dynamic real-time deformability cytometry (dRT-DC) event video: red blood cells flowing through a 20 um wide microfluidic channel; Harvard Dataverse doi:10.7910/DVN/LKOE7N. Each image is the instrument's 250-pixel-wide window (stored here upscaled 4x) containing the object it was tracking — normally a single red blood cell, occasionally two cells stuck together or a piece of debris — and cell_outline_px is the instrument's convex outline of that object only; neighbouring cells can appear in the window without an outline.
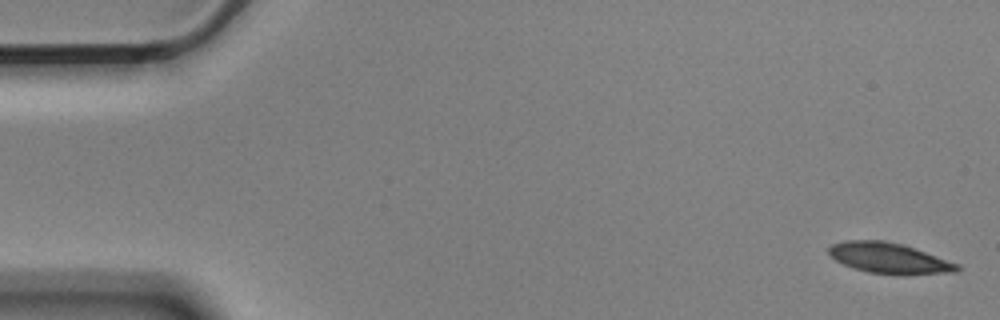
{"species": "Egyptian fruit bat (a non-hibernating species)", "species_latin": "Rousettus aegyptiacus", "temperature_condition": "cold", "stored_images_in_passage": 55, "camera_frame_rate_fps": 3000, "um_per_image_px": 0.085, "animal": {"sex": "male"}, "frame": {"image": 1, "passage_image": 1, "time_ms": 0.0, "image_size_px": [1000, 320], "cell_outline_px": [[960, 268], [956, 272], [868, 272], [852, 268], [836, 260], [828, 252], [828, 248], [832, 244], [844, 240], [880, 240], [900, 244], [960, 264]], "centroid_in_image_um": [75.48, 21.89], "position_along_channel_um": 9.5, "area_um2": 21.68}}
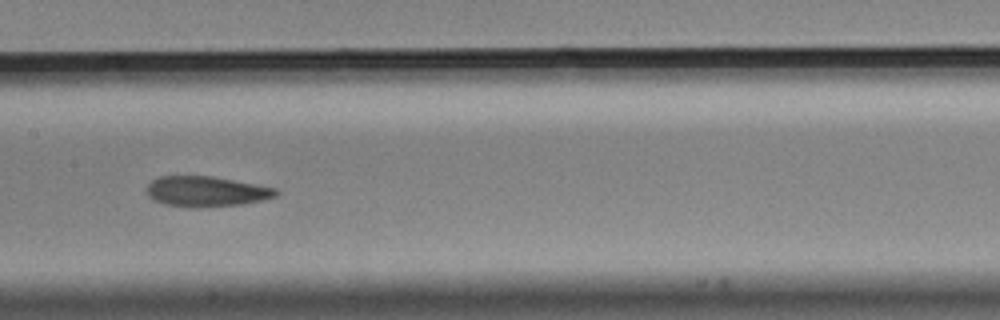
{"frame": {"image": 2, "passage_image": 27, "time_ms": 8.667, "image_size_px": [1000, 320], "cell_outline_px": [[280, 192], [276, 196], [264, 200], [244, 204], [200, 208], [188, 208], [164, 204], [152, 200], [148, 196], [148, 184], [152, 180], [160, 176], [212, 176], [276, 188]], "centroid_in_image_um": [17.53, 16.29], "position_along_channel_um": 189.9, "area_um2": 23.12}}
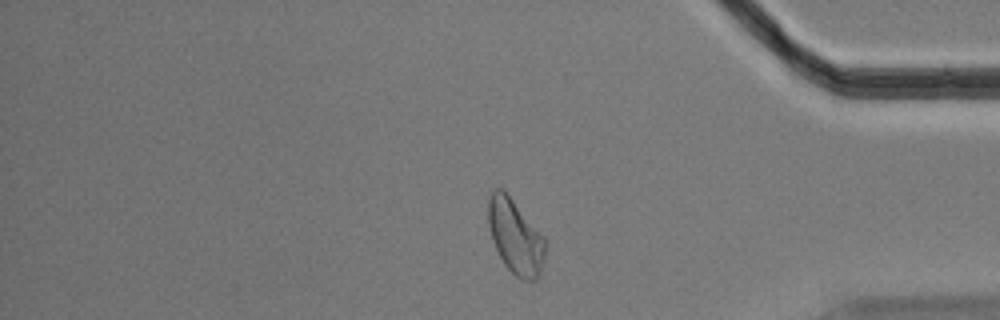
{"frame": {"image": 3, "passage_image": 46, "time_ms": 15.0, "image_size_px": [1000, 320], "cell_outline_px": [[544, 256], [540, 276], [532, 280], [520, 280], [504, 264], [492, 240], [488, 224], [488, 200], [492, 192], [496, 188], [500, 188], [512, 200], [544, 236]], "centroid_in_image_um": [43.79, 20.15], "position_along_channel_um": 391.4, "area_um2": 24.22}, "authors_computed_cell_mechanics": {"area_um2": 23.409, "velocity_mm_per_s": 3.5545, "shape_relaxation_time_tau1_ms": 6.144, "shape_relaxation_time_tau2_ms": 4.0147, "deformation_change_tau1": 0.1409, "deformation_change_tau2": 0.0913}}